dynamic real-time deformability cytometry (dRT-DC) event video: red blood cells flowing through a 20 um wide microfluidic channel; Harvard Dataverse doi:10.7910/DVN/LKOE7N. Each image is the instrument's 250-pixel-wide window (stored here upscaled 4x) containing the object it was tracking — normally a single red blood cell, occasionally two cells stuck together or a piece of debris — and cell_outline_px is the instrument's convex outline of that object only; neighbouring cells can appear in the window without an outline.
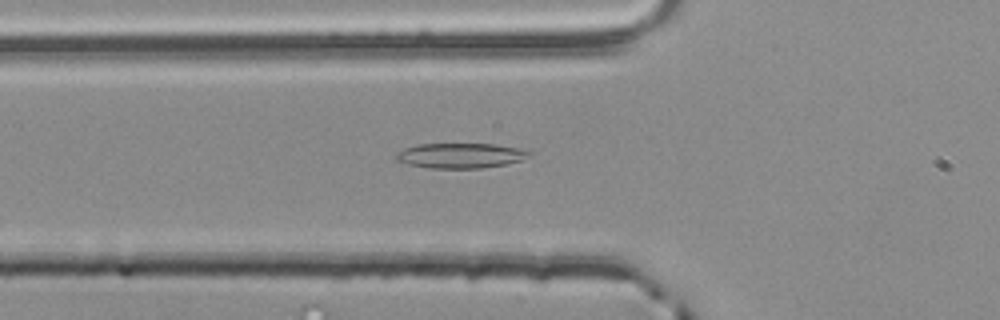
{"species": "common noctule bat (a hibernating species)", "species_latin": "Nyctalus noctula", "temperature_condition": "room temperature", "stored_images_in_passage": 50, "camera_frame_rate_fps": 3000, "um_per_image_px": 0.085, "animal": {"sex": "male", "body_mass_g": 20.4}, "frame": {"image": 1, "passage_image": 15, "time_ms": 4.667, "image_size_px": [1000, 320], "cell_outline_px": [[532, 152], [528, 156], [520, 160], [508, 164], [480, 168], [428, 168], [408, 164], [396, 160], [396, 152], [404, 148], [416, 144], [496, 144], [520, 148]], "centroid_in_image_um": [39.12, 13.22], "position_along_channel_um": 86.7, "area_um2": 19.48}}
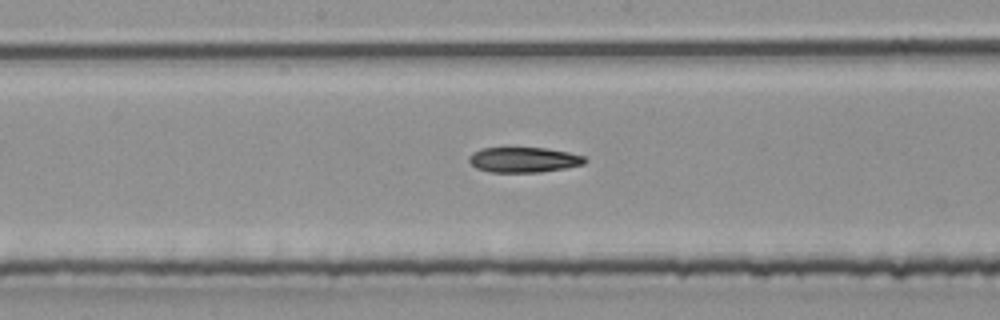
{"frame": {"image": 2, "passage_image": 24, "time_ms": 7.667, "image_size_px": [1000, 320], "cell_outline_px": [[588, 160], [584, 164], [564, 168], [540, 172], [492, 172], [476, 168], [468, 160], [468, 156], [472, 152], [480, 148], [548, 148], [568, 152], [584, 156]], "centroid_in_image_um": [44.51, 13.57], "position_along_channel_um": 203.7, "area_um2": 17.05}}
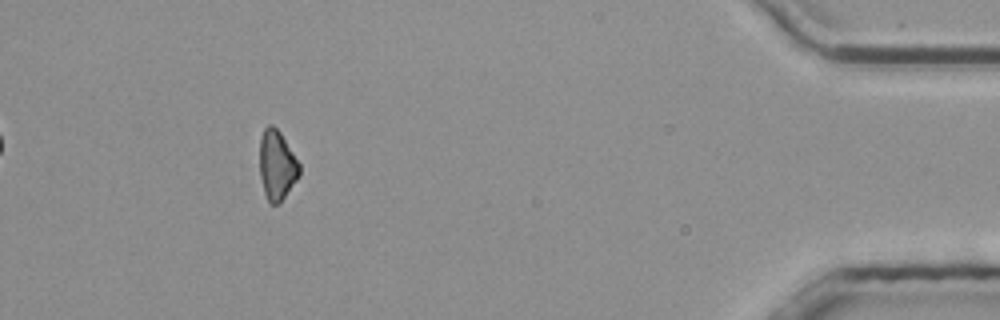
{"frame": {"image": 3, "passage_image": 45, "time_ms": 14.667, "image_size_px": [1000, 320], "cell_outline_px": [[300, 176], [280, 204], [268, 204], [264, 192], [260, 176], [260, 140], [264, 128], [268, 124], [272, 124], [280, 132], [300, 164]], "centroid_in_image_um": [23.54, 14.08], "position_along_channel_um": 411.7, "area_um2": 16.3}}